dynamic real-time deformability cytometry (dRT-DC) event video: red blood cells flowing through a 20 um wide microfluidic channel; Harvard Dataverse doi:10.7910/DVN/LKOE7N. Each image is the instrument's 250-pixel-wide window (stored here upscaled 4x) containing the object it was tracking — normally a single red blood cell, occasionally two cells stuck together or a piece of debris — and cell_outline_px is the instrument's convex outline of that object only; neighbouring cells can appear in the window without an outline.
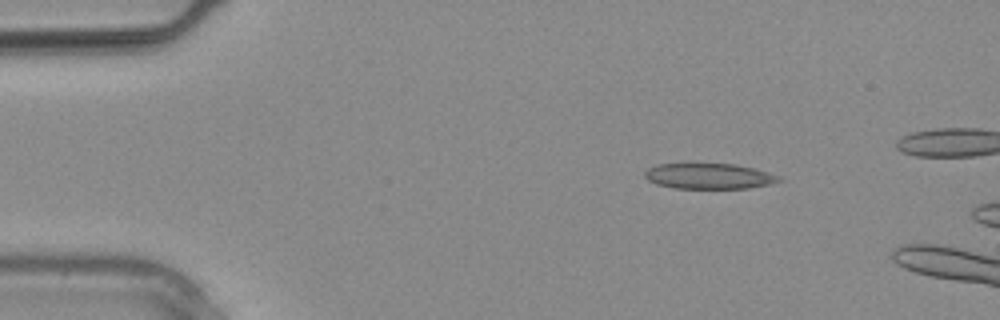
{"species": "common noctule bat (a hibernating species)", "species_latin": "Nyctalus noctula", "temperature_condition": "warm", "stored_images_in_passage": 2, "camera_frame_rate_fps": 3000, "um_per_image_px": 0.085, "animal": {"sex": "male", "body_mass_g": 20.4}, "frame": {"image": 1, "passage_image": 1, "time_ms": 0.0, "image_size_px": [1000, 320], "cell_outline_px": [[784, 180], [768, 184], [748, 188], [676, 188], [656, 184], [648, 180], [644, 176], [644, 172], [648, 168], [656, 164], [692, 160], [736, 164], [768, 172], [780, 176]], "centroid_in_image_um": [60.19, 14.91], "position_along_channel_um": 24.8, "area_um2": 21.04}}